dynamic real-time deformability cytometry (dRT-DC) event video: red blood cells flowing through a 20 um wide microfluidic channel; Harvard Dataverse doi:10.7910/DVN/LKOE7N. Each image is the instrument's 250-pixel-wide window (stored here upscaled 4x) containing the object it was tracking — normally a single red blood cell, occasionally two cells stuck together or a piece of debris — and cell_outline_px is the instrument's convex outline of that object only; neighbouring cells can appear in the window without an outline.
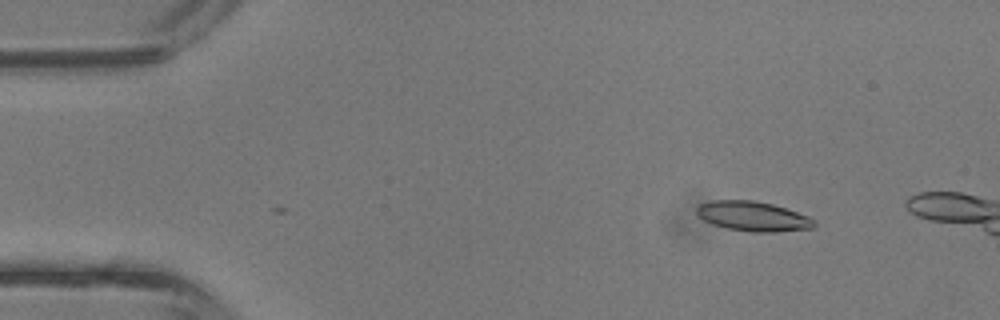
{"species": "common noctule bat (a hibernating species)", "species_latin": "Nyctalus noctula", "temperature_condition": "room temperature", "stored_images_in_passage": 35, "camera_frame_rate_fps": 3000, "um_per_image_px": 0.085, "animal": {"sex": "male", "body_mass_g": 13.3}, "frame": {"image": 1, "passage_image": 2, "time_ms": 0.333, "image_size_px": [1000, 320], "cell_outline_px": [[816, 224], [812, 228], [776, 232], [752, 232], [728, 228], [712, 224], [704, 220], [696, 212], [696, 208], [700, 204], [712, 200], [752, 200], [772, 204], [808, 216], [816, 220]], "centroid_in_image_um": [64.01, 18.38], "position_along_channel_um": 21.0, "area_um2": 20.23}}
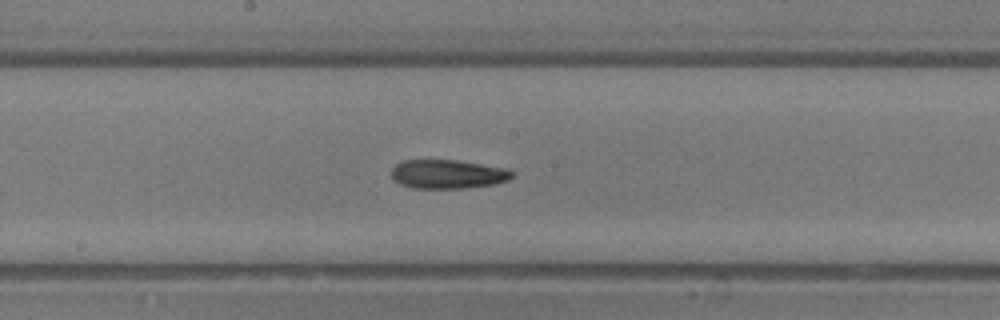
{"frame": {"image": 2, "passage_image": 19, "time_ms": 6.0, "image_size_px": [1000, 320], "cell_outline_px": [[512, 176], [508, 180], [496, 184], [468, 188], [412, 188], [400, 184], [392, 180], [392, 168], [400, 160], [456, 160], [504, 168], [512, 172]], "centroid_in_image_um": [38.01, 14.81], "position_along_channel_um": 210.2, "area_um2": 20.35}}
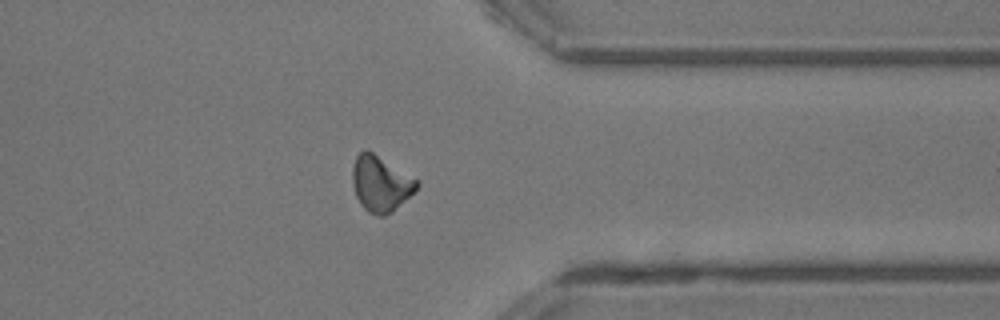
{"frame": {"image": 3, "passage_image": 30, "time_ms": 9.667, "image_size_px": [1000, 320], "cell_outline_px": [[420, 184], [392, 212], [384, 216], [376, 216], [368, 212], [360, 204], [356, 196], [352, 184], [352, 168], [356, 156], [364, 148], [368, 148], [420, 180]], "centroid_in_image_um": [32.34, 15.57], "position_along_channel_um": 379.1, "area_um2": 21.21}, "authors_computed_cell_mechanics": {"area_um2": 20.4034, "velocity_mm_per_s": 4.8241, "shape_relaxation_time_tau1_ms": 4.2362, "shape_relaxation_time_tau2_ms": 6.3186, "deformation_change_tau1": 0.1547, "deformation_change_tau2": 0.2161}}